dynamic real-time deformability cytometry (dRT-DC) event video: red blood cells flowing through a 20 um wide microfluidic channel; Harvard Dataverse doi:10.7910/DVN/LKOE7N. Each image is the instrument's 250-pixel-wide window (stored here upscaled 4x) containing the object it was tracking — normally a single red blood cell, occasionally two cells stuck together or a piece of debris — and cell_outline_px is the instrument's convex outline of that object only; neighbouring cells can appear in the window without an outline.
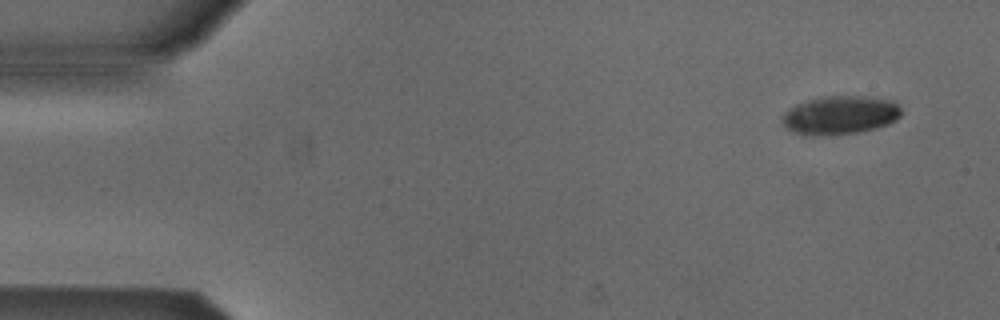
{"species": "Egyptian fruit bat (a non-hibernating species)", "species_latin": "Rousettus aegyptiacus", "temperature_condition": "cold", "stored_images_in_passage": 4, "camera_frame_rate_fps": 3000, "um_per_image_px": 0.085, "animal": {"sex": "male"}, "frame": {"image": 1, "passage_image": 1, "time_ms": 0.0, "image_size_px": [1000, 320], "cell_outline_px": [[900, 116], [896, 120], [888, 124], [876, 128], [856, 132], [812, 136], [808, 136], [796, 132], [788, 128], [784, 124], [784, 112], [788, 108], [796, 104], [808, 100], [824, 96], [864, 96], [888, 100], [896, 104], [900, 108]], "centroid_in_image_um": [71.4, 9.78], "position_along_channel_um": 13.6, "area_um2": 26.3}}
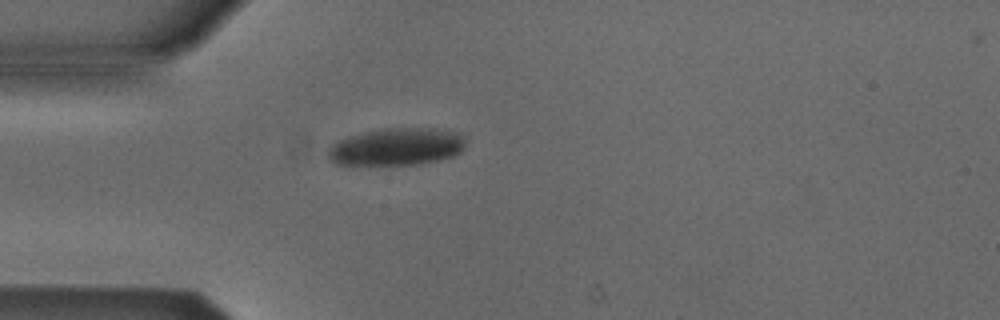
{"frame": {"image": 2, "passage_image": 4, "time_ms": 3.667, "image_size_px": [1000, 320], "cell_outline_px": [[464, 148], [460, 152], [452, 156], [436, 160], [416, 164], [336, 164], [328, 156], [328, 148], [332, 144], [340, 140], [352, 136], [368, 132], [388, 128], [448, 128], [460, 132], [464, 136]], "centroid_in_image_um": [33.79, 12.45], "position_along_channel_um": 51.2, "area_um2": 29.65}}